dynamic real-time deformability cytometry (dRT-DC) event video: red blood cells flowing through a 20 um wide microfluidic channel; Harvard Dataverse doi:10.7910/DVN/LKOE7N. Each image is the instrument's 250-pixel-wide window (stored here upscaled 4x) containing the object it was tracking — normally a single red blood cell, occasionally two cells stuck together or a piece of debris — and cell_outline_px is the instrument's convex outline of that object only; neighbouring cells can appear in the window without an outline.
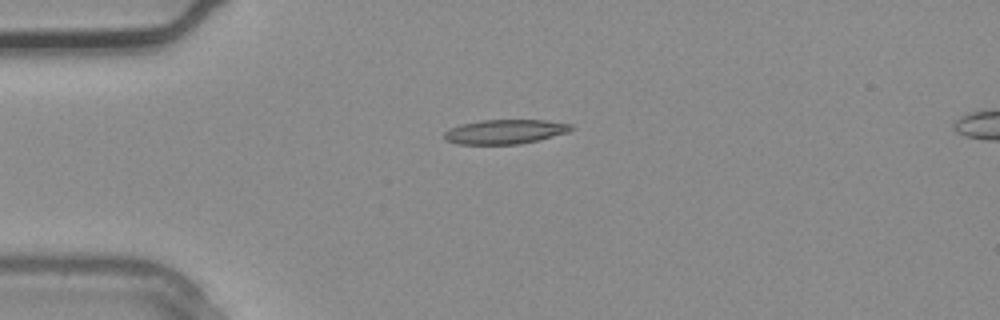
{"species": "common noctule bat (a hibernating species)", "species_latin": "Nyctalus noctula", "temperature_condition": "warm", "stored_images_in_passage": 2, "camera_frame_rate_fps": 3000, "um_per_image_px": 0.085, "animal": {"sex": "male", "body_mass_g": 20.4}, "frame": {"image": 1, "passage_image": 1, "time_ms": 0.0, "image_size_px": [1000, 320], "cell_outline_px": [[572, 128], [568, 132], [520, 144], [456, 144], [444, 140], [444, 132], [448, 128], [460, 124], [480, 120], [544, 120], [572, 124]], "centroid_in_image_um": [42.85, 11.19], "position_along_channel_um": 42.2, "area_um2": 18.03}}